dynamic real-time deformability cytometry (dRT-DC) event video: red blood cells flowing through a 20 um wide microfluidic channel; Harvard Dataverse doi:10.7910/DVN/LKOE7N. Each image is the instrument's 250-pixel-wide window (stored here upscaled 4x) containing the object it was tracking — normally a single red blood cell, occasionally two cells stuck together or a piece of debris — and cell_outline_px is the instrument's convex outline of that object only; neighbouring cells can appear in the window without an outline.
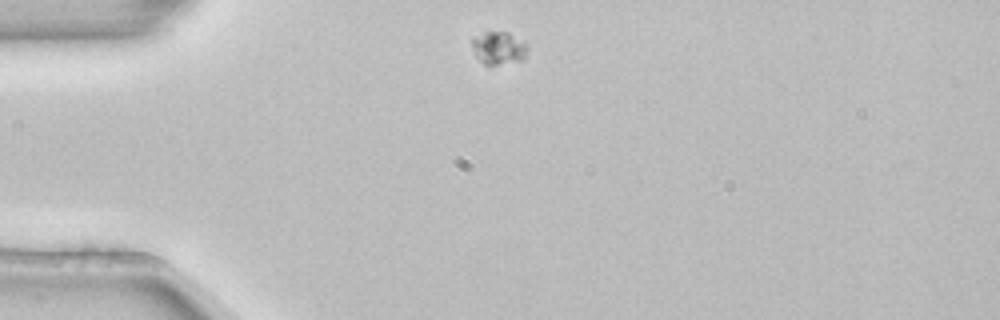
{"species": "common noctule bat (a hibernating species)", "species_latin": "Nyctalus noctula", "temperature_condition": "room temperature", "stored_images_in_passage": 2, "camera_frame_rate_fps": 3000, "um_per_image_px": 0.085, "animal": {"sex": "female", "body_mass_g": 22.7, "forearm_length_mm": 54.2}, "frame": {"image": 1, "passage_image": 1, "time_ms": 0.0, "image_size_px": [1000, 320], "cell_outline_px": [[528, 48], [524, 56], [520, 60], [496, 64], [484, 64], [476, 56], [472, 48], [472, 40], [484, 32], [508, 32], [528, 44]], "centroid_in_image_um": [42.39, 4.06], "position_along_channel_um": 42.6, "area_um2": 10.29}}